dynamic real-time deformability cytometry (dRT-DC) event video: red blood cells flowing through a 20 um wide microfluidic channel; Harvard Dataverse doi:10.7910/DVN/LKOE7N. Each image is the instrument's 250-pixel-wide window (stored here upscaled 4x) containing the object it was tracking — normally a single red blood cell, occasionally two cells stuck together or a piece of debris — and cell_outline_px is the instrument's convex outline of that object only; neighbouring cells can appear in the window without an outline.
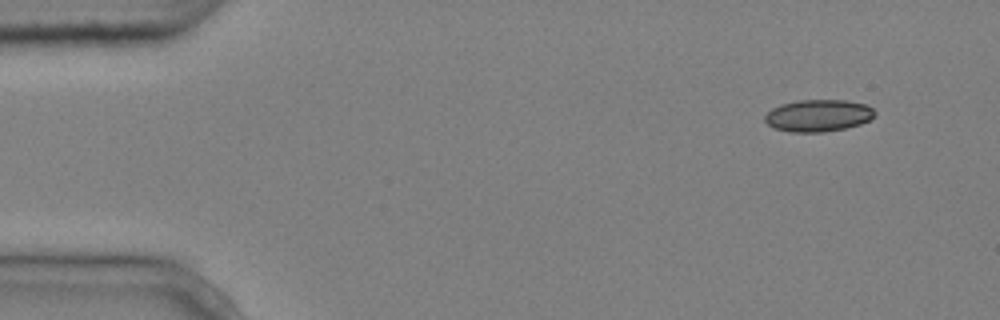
{"species": "common noctule bat (a hibernating species)", "species_latin": "Nyctalus noctula", "temperature_condition": "cold", "stored_images_in_passage": 5, "segment_of_instrument_passage": [2, 2], "camera_frame_rate_fps": 3000, "um_per_image_px": 0.085, "animal": {"sex": "male", "body_mass_g": 20.4}, "frame": {"image": 1, "passage_image": 5, "time_ms": 1.333, "image_size_px": [1000, 320], "cell_outline_px": [[876, 112], [868, 120], [860, 124], [844, 128], [824, 132], [788, 132], [772, 128], [764, 120], [764, 116], [772, 108], [780, 104], [796, 100], [848, 100], [864, 104], [872, 108]], "centroid_in_image_um": [69.5, 9.82], "position_along_channel_um": 15.5, "area_um2": 20.58}}